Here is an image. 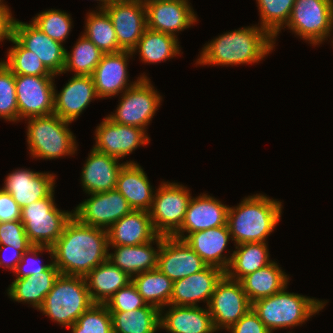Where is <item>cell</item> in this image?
<instances>
[{
    "instance_id": "1",
    "label": "cell",
    "mask_w": 333,
    "mask_h": 333,
    "mask_svg": "<svg viewBox=\"0 0 333 333\" xmlns=\"http://www.w3.org/2000/svg\"><path fill=\"white\" fill-rule=\"evenodd\" d=\"M52 248L53 264L60 274L85 277L108 259V232L73 216Z\"/></svg>"
},
{
    "instance_id": "2",
    "label": "cell",
    "mask_w": 333,
    "mask_h": 333,
    "mask_svg": "<svg viewBox=\"0 0 333 333\" xmlns=\"http://www.w3.org/2000/svg\"><path fill=\"white\" fill-rule=\"evenodd\" d=\"M275 43L260 26L242 27L219 35L204 45L196 65H252L268 56Z\"/></svg>"
},
{
    "instance_id": "3",
    "label": "cell",
    "mask_w": 333,
    "mask_h": 333,
    "mask_svg": "<svg viewBox=\"0 0 333 333\" xmlns=\"http://www.w3.org/2000/svg\"><path fill=\"white\" fill-rule=\"evenodd\" d=\"M282 202L264 194H254L229 207L227 225L234 246L241 243L267 242L282 216Z\"/></svg>"
},
{
    "instance_id": "4",
    "label": "cell",
    "mask_w": 333,
    "mask_h": 333,
    "mask_svg": "<svg viewBox=\"0 0 333 333\" xmlns=\"http://www.w3.org/2000/svg\"><path fill=\"white\" fill-rule=\"evenodd\" d=\"M287 288L286 285L274 295L252 303V309L271 333L281 328L293 329L295 326H302L309 318L319 313L327 303V300L322 301L287 292Z\"/></svg>"
},
{
    "instance_id": "5",
    "label": "cell",
    "mask_w": 333,
    "mask_h": 333,
    "mask_svg": "<svg viewBox=\"0 0 333 333\" xmlns=\"http://www.w3.org/2000/svg\"><path fill=\"white\" fill-rule=\"evenodd\" d=\"M27 144L34 159L52 160L73 156L77 152L76 137L68 128L71 122L55 113L27 118Z\"/></svg>"
},
{
    "instance_id": "6",
    "label": "cell",
    "mask_w": 333,
    "mask_h": 333,
    "mask_svg": "<svg viewBox=\"0 0 333 333\" xmlns=\"http://www.w3.org/2000/svg\"><path fill=\"white\" fill-rule=\"evenodd\" d=\"M93 304L83 276L59 274L38 310L69 329Z\"/></svg>"
},
{
    "instance_id": "7",
    "label": "cell",
    "mask_w": 333,
    "mask_h": 333,
    "mask_svg": "<svg viewBox=\"0 0 333 333\" xmlns=\"http://www.w3.org/2000/svg\"><path fill=\"white\" fill-rule=\"evenodd\" d=\"M54 192L55 190L46 198L32 202L21 210V222L29 242L34 246L52 247L73 217V211L56 207Z\"/></svg>"
},
{
    "instance_id": "8",
    "label": "cell",
    "mask_w": 333,
    "mask_h": 333,
    "mask_svg": "<svg viewBox=\"0 0 333 333\" xmlns=\"http://www.w3.org/2000/svg\"><path fill=\"white\" fill-rule=\"evenodd\" d=\"M286 27L311 45L322 44L333 33V0H295Z\"/></svg>"
},
{
    "instance_id": "9",
    "label": "cell",
    "mask_w": 333,
    "mask_h": 333,
    "mask_svg": "<svg viewBox=\"0 0 333 333\" xmlns=\"http://www.w3.org/2000/svg\"><path fill=\"white\" fill-rule=\"evenodd\" d=\"M120 96L115 113L107 117L114 123L136 126L147 131L146 128L159 109L163 98L153 87L150 78L141 77Z\"/></svg>"
},
{
    "instance_id": "10",
    "label": "cell",
    "mask_w": 333,
    "mask_h": 333,
    "mask_svg": "<svg viewBox=\"0 0 333 333\" xmlns=\"http://www.w3.org/2000/svg\"><path fill=\"white\" fill-rule=\"evenodd\" d=\"M192 196L190 190L176 182H161L155 190L149 211L155 231L172 236L182 225Z\"/></svg>"
},
{
    "instance_id": "11",
    "label": "cell",
    "mask_w": 333,
    "mask_h": 333,
    "mask_svg": "<svg viewBox=\"0 0 333 333\" xmlns=\"http://www.w3.org/2000/svg\"><path fill=\"white\" fill-rule=\"evenodd\" d=\"M248 300L240 281L229 279L224 275L216 284L208 305L216 331H226L238 322L250 309Z\"/></svg>"
},
{
    "instance_id": "12",
    "label": "cell",
    "mask_w": 333,
    "mask_h": 333,
    "mask_svg": "<svg viewBox=\"0 0 333 333\" xmlns=\"http://www.w3.org/2000/svg\"><path fill=\"white\" fill-rule=\"evenodd\" d=\"M54 77L15 75L19 121L54 113Z\"/></svg>"
},
{
    "instance_id": "13",
    "label": "cell",
    "mask_w": 333,
    "mask_h": 333,
    "mask_svg": "<svg viewBox=\"0 0 333 333\" xmlns=\"http://www.w3.org/2000/svg\"><path fill=\"white\" fill-rule=\"evenodd\" d=\"M88 195L90 198L83 200L73 210V216L83 224L107 230L133 210L116 189Z\"/></svg>"
},
{
    "instance_id": "14",
    "label": "cell",
    "mask_w": 333,
    "mask_h": 333,
    "mask_svg": "<svg viewBox=\"0 0 333 333\" xmlns=\"http://www.w3.org/2000/svg\"><path fill=\"white\" fill-rule=\"evenodd\" d=\"M94 139L95 150L118 159H123L150 142V137L143 128L114 123L107 116L96 127Z\"/></svg>"
},
{
    "instance_id": "15",
    "label": "cell",
    "mask_w": 333,
    "mask_h": 333,
    "mask_svg": "<svg viewBox=\"0 0 333 333\" xmlns=\"http://www.w3.org/2000/svg\"><path fill=\"white\" fill-rule=\"evenodd\" d=\"M104 10L112 21L119 47L132 51L147 29L144 1L113 0Z\"/></svg>"
},
{
    "instance_id": "16",
    "label": "cell",
    "mask_w": 333,
    "mask_h": 333,
    "mask_svg": "<svg viewBox=\"0 0 333 333\" xmlns=\"http://www.w3.org/2000/svg\"><path fill=\"white\" fill-rule=\"evenodd\" d=\"M144 4L147 28L175 38L198 21L188 0H146Z\"/></svg>"
},
{
    "instance_id": "17",
    "label": "cell",
    "mask_w": 333,
    "mask_h": 333,
    "mask_svg": "<svg viewBox=\"0 0 333 333\" xmlns=\"http://www.w3.org/2000/svg\"><path fill=\"white\" fill-rule=\"evenodd\" d=\"M12 35L26 49L35 53L52 74L56 76L62 74L66 55L62 43L48 37L32 21L25 23L14 19Z\"/></svg>"
},
{
    "instance_id": "18",
    "label": "cell",
    "mask_w": 333,
    "mask_h": 333,
    "mask_svg": "<svg viewBox=\"0 0 333 333\" xmlns=\"http://www.w3.org/2000/svg\"><path fill=\"white\" fill-rule=\"evenodd\" d=\"M129 57H133L131 51L103 54L99 64L93 71L92 79L99 98H110L124 93L133 86L141 77H147L144 73L133 82H129L127 71Z\"/></svg>"
},
{
    "instance_id": "19",
    "label": "cell",
    "mask_w": 333,
    "mask_h": 333,
    "mask_svg": "<svg viewBox=\"0 0 333 333\" xmlns=\"http://www.w3.org/2000/svg\"><path fill=\"white\" fill-rule=\"evenodd\" d=\"M207 264L184 241L173 236H162L157 269L173 282L203 270Z\"/></svg>"
},
{
    "instance_id": "20",
    "label": "cell",
    "mask_w": 333,
    "mask_h": 333,
    "mask_svg": "<svg viewBox=\"0 0 333 333\" xmlns=\"http://www.w3.org/2000/svg\"><path fill=\"white\" fill-rule=\"evenodd\" d=\"M229 207L208 193L192 197L181 227L172 236L184 240L190 233L226 225Z\"/></svg>"
},
{
    "instance_id": "21",
    "label": "cell",
    "mask_w": 333,
    "mask_h": 333,
    "mask_svg": "<svg viewBox=\"0 0 333 333\" xmlns=\"http://www.w3.org/2000/svg\"><path fill=\"white\" fill-rule=\"evenodd\" d=\"M55 175L19 168L8 173L1 189L9 193L22 209L32 202L46 198L55 189Z\"/></svg>"
},
{
    "instance_id": "22",
    "label": "cell",
    "mask_w": 333,
    "mask_h": 333,
    "mask_svg": "<svg viewBox=\"0 0 333 333\" xmlns=\"http://www.w3.org/2000/svg\"><path fill=\"white\" fill-rule=\"evenodd\" d=\"M225 272L215 266L207 265L203 270L173 282L170 305L199 306L200 301L208 307L216 284Z\"/></svg>"
},
{
    "instance_id": "23",
    "label": "cell",
    "mask_w": 333,
    "mask_h": 333,
    "mask_svg": "<svg viewBox=\"0 0 333 333\" xmlns=\"http://www.w3.org/2000/svg\"><path fill=\"white\" fill-rule=\"evenodd\" d=\"M54 92V113L62 120L73 122L88 107L90 102L99 99L92 76L73 75L68 83Z\"/></svg>"
},
{
    "instance_id": "24",
    "label": "cell",
    "mask_w": 333,
    "mask_h": 333,
    "mask_svg": "<svg viewBox=\"0 0 333 333\" xmlns=\"http://www.w3.org/2000/svg\"><path fill=\"white\" fill-rule=\"evenodd\" d=\"M119 160L92 148L80 174L83 191L86 194H92L114 190L123 166L126 163H137L131 160L119 163Z\"/></svg>"
},
{
    "instance_id": "25",
    "label": "cell",
    "mask_w": 333,
    "mask_h": 333,
    "mask_svg": "<svg viewBox=\"0 0 333 333\" xmlns=\"http://www.w3.org/2000/svg\"><path fill=\"white\" fill-rule=\"evenodd\" d=\"M230 240L232 237L227 224L190 233L184 239L207 265L218 267L224 272L228 269L233 255L231 253L228 257V254L224 253Z\"/></svg>"
},
{
    "instance_id": "26",
    "label": "cell",
    "mask_w": 333,
    "mask_h": 333,
    "mask_svg": "<svg viewBox=\"0 0 333 333\" xmlns=\"http://www.w3.org/2000/svg\"><path fill=\"white\" fill-rule=\"evenodd\" d=\"M160 310V329L169 333L216 332L208 307L168 305Z\"/></svg>"
},
{
    "instance_id": "27",
    "label": "cell",
    "mask_w": 333,
    "mask_h": 333,
    "mask_svg": "<svg viewBox=\"0 0 333 333\" xmlns=\"http://www.w3.org/2000/svg\"><path fill=\"white\" fill-rule=\"evenodd\" d=\"M109 245L136 246L154 240L155 231L150 213L132 210L107 229Z\"/></svg>"
},
{
    "instance_id": "28",
    "label": "cell",
    "mask_w": 333,
    "mask_h": 333,
    "mask_svg": "<svg viewBox=\"0 0 333 333\" xmlns=\"http://www.w3.org/2000/svg\"><path fill=\"white\" fill-rule=\"evenodd\" d=\"M154 243L157 249L152 246ZM161 244L162 235H158L154 240L136 246L109 245V250L111 247V249L115 248V251L108 253V259L116 267L133 277L157 268Z\"/></svg>"
},
{
    "instance_id": "29",
    "label": "cell",
    "mask_w": 333,
    "mask_h": 333,
    "mask_svg": "<svg viewBox=\"0 0 333 333\" xmlns=\"http://www.w3.org/2000/svg\"><path fill=\"white\" fill-rule=\"evenodd\" d=\"M115 189L125 197L133 210L150 211L155 190L138 163H126L123 166Z\"/></svg>"
},
{
    "instance_id": "30",
    "label": "cell",
    "mask_w": 333,
    "mask_h": 333,
    "mask_svg": "<svg viewBox=\"0 0 333 333\" xmlns=\"http://www.w3.org/2000/svg\"><path fill=\"white\" fill-rule=\"evenodd\" d=\"M84 278L92 302L99 304H105L116 292L132 282V277L109 259L91 270Z\"/></svg>"
},
{
    "instance_id": "31",
    "label": "cell",
    "mask_w": 333,
    "mask_h": 333,
    "mask_svg": "<svg viewBox=\"0 0 333 333\" xmlns=\"http://www.w3.org/2000/svg\"><path fill=\"white\" fill-rule=\"evenodd\" d=\"M59 274L58 268L53 264L39 276L16 278L9 285L7 294L11 300L30 304L38 310L47 294L52 290Z\"/></svg>"
},
{
    "instance_id": "32",
    "label": "cell",
    "mask_w": 333,
    "mask_h": 333,
    "mask_svg": "<svg viewBox=\"0 0 333 333\" xmlns=\"http://www.w3.org/2000/svg\"><path fill=\"white\" fill-rule=\"evenodd\" d=\"M285 273L278 263L272 261L243 277L240 282L250 303L274 295L288 285L290 277Z\"/></svg>"
},
{
    "instance_id": "33",
    "label": "cell",
    "mask_w": 333,
    "mask_h": 333,
    "mask_svg": "<svg viewBox=\"0 0 333 333\" xmlns=\"http://www.w3.org/2000/svg\"><path fill=\"white\" fill-rule=\"evenodd\" d=\"M267 242L241 243L235 246L232 259L225 275L232 280L240 281L247 274L253 273L270 264Z\"/></svg>"
},
{
    "instance_id": "34",
    "label": "cell",
    "mask_w": 333,
    "mask_h": 333,
    "mask_svg": "<svg viewBox=\"0 0 333 333\" xmlns=\"http://www.w3.org/2000/svg\"><path fill=\"white\" fill-rule=\"evenodd\" d=\"M179 45L178 39L174 36L147 28L131 52L133 56L139 52L143 63H161L180 55Z\"/></svg>"
},
{
    "instance_id": "35",
    "label": "cell",
    "mask_w": 333,
    "mask_h": 333,
    "mask_svg": "<svg viewBox=\"0 0 333 333\" xmlns=\"http://www.w3.org/2000/svg\"><path fill=\"white\" fill-rule=\"evenodd\" d=\"M132 283L144 301L159 310L170 304L173 281L159 269L149 270L132 277Z\"/></svg>"
},
{
    "instance_id": "36",
    "label": "cell",
    "mask_w": 333,
    "mask_h": 333,
    "mask_svg": "<svg viewBox=\"0 0 333 333\" xmlns=\"http://www.w3.org/2000/svg\"><path fill=\"white\" fill-rule=\"evenodd\" d=\"M113 333H156L160 330V310L147 304L125 312H110Z\"/></svg>"
},
{
    "instance_id": "37",
    "label": "cell",
    "mask_w": 333,
    "mask_h": 333,
    "mask_svg": "<svg viewBox=\"0 0 333 333\" xmlns=\"http://www.w3.org/2000/svg\"><path fill=\"white\" fill-rule=\"evenodd\" d=\"M83 35L88 38L103 54L123 51L116 38L115 29L108 13L104 9L87 13Z\"/></svg>"
},
{
    "instance_id": "38",
    "label": "cell",
    "mask_w": 333,
    "mask_h": 333,
    "mask_svg": "<svg viewBox=\"0 0 333 333\" xmlns=\"http://www.w3.org/2000/svg\"><path fill=\"white\" fill-rule=\"evenodd\" d=\"M70 52L66 49L65 67L62 73L73 71L75 75L91 76L103 55L102 51L83 34Z\"/></svg>"
},
{
    "instance_id": "39",
    "label": "cell",
    "mask_w": 333,
    "mask_h": 333,
    "mask_svg": "<svg viewBox=\"0 0 333 333\" xmlns=\"http://www.w3.org/2000/svg\"><path fill=\"white\" fill-rule=\"evenodd\" d=\"M10 42L14 44L7 52V59L1 60L14 75L56 76L52 74L36 56L26 49L13 35Z\"/></svg>"
},
{
    "instance_id": "40",
    "label": "cell",
    "mask_w": 333,
    "mask_h": 333,
    "mask_svg": "<svg viewBox=\"0 0 333 333\" xmlns=\"http://www.w3.org/2000/svg\"><path fill=\"white\" fill-rule=\"evenodd\" d=\"M260 13L261 28L266 30L273 38L281 32L290 19L295 0H256Z\"/></svg>"
},
{
    "instance_id": "41",
    "label": "cell",
    "mask_w": 333,
    "mask_h": 333,
    "mask_svg": "<svg viewBox=\"0 0 333 333\" xmlns=\"http://www.w3.org/2000/svg\"><path fill=\"white\" fill-rule=\"evenodd\" d=\"M70 328L72 333H113L111 313L105 304L94 303Z\"/></svg>"
},
{
    "instance_id": "42",
    "label": "cell",
    "mask_w": 333,
    "mask_h": 333,
    "mask_svg": "<svg viewBox=\"0 0 333 333\" xmlns=\"http://www.w3.org/2000/svg\"><path fill=\"white\" fill-rule=\"evenodd\" d=\"M32 22L48 37L63 44L72 29L70 14L56 9H49L33 17Z\"/></svg>"
},
{
    "instance_id": "43",
    "label": "cell",
    "mask_w": 333,
    "mask_h": 333,
    "mask_svg": "<svg viewBox=\"0 0 333 333\" xmlns=\"http://www.w3.org/2000/svg\"><path fill=\"white\" fill-rule=\"evenodd\" d=\"M0 118L19 122L15 75L0 61Z\"/></svg>"
},
{
    "instance_id": "44",
    "label": "cell",
    "mask_w": 333,
    "mask_h": 333,
    "mask_svg": "<svg viewBox=\"0 0 333 333\" xmlns=\"http://www.w3.org/2000/svg\"><path fill=\"white\" fill-rule=\"evenodd\" d=\"M47 252L50 255L51 262L49 264L40 263L38 256L40 253ZM53 265V248L46 246H34L22 253L21 261L17 264L16 269L13 271L16 278L34 277L39 276L47 271Z\"/></svg>"
},
{
    "instance_id": "45",
    "label": "cell",
    "mask_w": 333,
    "mask_h": 333,
    "mask_svg": "<svg viewBox=\"0 0 333 333\" xmlns=\"http://www.w3.org/2000/svg\"><path fill=\"white\" fill-rule=\"evenodd\" d=\"M105 305L110 312H130L145 307L147 303L138 293L136 286L130 282L116 292Z\"/></svg>"
},
{
    "instance_id": "46",
    "label": "cell",
    "mask_w": 333,
    "mask_h": 333,
    "mask_svg": "<svg viewBox=\"0 0 333 333\" xmlns=\"http://www.w3.org/2000/svg\"><path fill=\"white\" fill-rule=\"evenodd\" d=\"M12 245L16 249H29L32 244L21 220L0 222V245Z\"/></svg>"
},
{
    "instance_id": "47",
    "label": "cell",
    "mask_w": 333,
    "mask_h": 333,
    "mask_svg": "<svg viewBox=\"0 0 333 333\" xmlns=\"http://www.w3.org/2000/svg\"><path fill=\"white\" fill-rule=\"evenodd\" d=\"M227 331L230 333H271L252 308Z\"/></svg>"
},
{
    "instance_id": "48",
    "label": "cell",
    "mask_w": 333,
    "mask_h": 333,
    "mask_svg": "<svg viewBox=\"0 0 333 333\" xmlns=\"http://www.w3.org/2000/svg\"><path fill=\"white\" fill-rule=\"evenodd\" d=\"M21 210L13 197L0 188V222L21 220Z\"/></svg>"
},
{
    "instance_id": "49",
    "label": "cell",
    "mask_w": 333,
    "mask_h": 333,
    "mask_svg": "<svg viewBox=\"0 0 333 333\" xmlns=\"http://www.w3.org/2000/svg\"><path fill=\"white\" fill-rule=\"evenodd\" d=\"M11 253L7 256L5 254L2 257V253ZM24 249H16L12 245H0V266L6 269H9L11 271H14L17 267V264L21 261L22 253L24 252Z\"/></svg>"
},
{
    "instance_id": "50",
    "label": "cell",
    "mask_w": 333,
    "mask_h": 333,
    "mask_svg": "<svg viewBox=\"0 0 333 333\" xmlns=\"http://www.w3.org/2000/svg\"><path fill=\"white\" fill-rule=\"evenodd\" d=\"M11 9L0 8V42L10 40L13 34V22Z\"/></svg>"
},
{
    "instance_id": "51",
    "label": "cell",
    "mask_w": 333,
    "mask_h": 333,
    "mask_svg": "<svg viewBox=\"0 0 333 333\" xmlns=\"http://www.w3.org/2000/svg\"><path fill=\"white\" fill-rule=\"evenodd\" d=\"M99 1V6L97 10L99 9H105L113 0H96Z\"/></svg>"
},
{
    "instance_id": "52",
    "label": "cell",
    "mask_w": 333,
    "mask_h": 333,
    "mask_svg": "<svg viewBox=\"0 0 333 333\" xmlns=\"http://www.w3.org/2000/svg\"><path fill=\"white\" fill-rule=\"evenodd\" d=\"M4 0H0V8L2 9H9L8 5H6L5 3H3Z\"/></svg>"
}]
</instances>
